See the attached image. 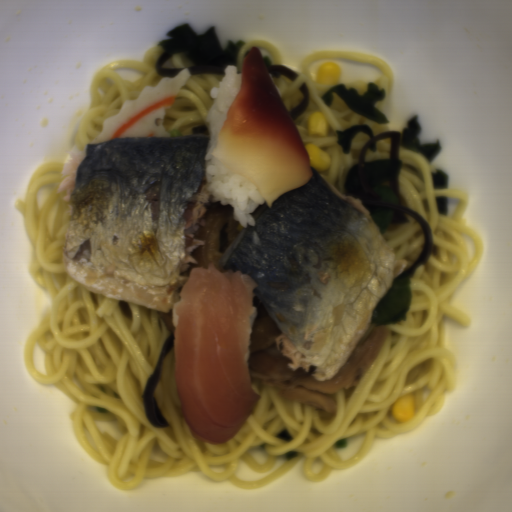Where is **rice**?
<instances>
[{
    "label": "rice",
    "mask_w": 512,
    "mask_h": 512,
    "mask_svg": "<svg viewBox=\"0 0 512 512\" xmlns=\"http://www.w3.org/2000/svg\"><path fill=\"white\" fill-rule=\"evenodd\" d=\"M223 71L218 87L209 93L213 103L206 115L210 140L205 154V187L208 195L212 196L211 203L232 206L235 220L247 228V225L256 226V219L250 213L265 200L254 184L231 172L212 155L228 111L240 92L243 78V72L239 73L236 65L228 64Z\"/></svg>",
    "instance_id": "652b925c"
},
{
    "label": "rice",
    "mask_w": 512,
    "mask_h": 512,
    "mask_svg": "<svg viewBox=\"0 0 512 512\" xmlns=\"http://www.w3.org/2000/svg\"><path fill=\"white\" fill-rule=\"evenodd\" d=\"M179 302L180 301H178L175 304H173V307H172V320H171V323H172V326H174L175 328L177 326L178 318H179V314H178V310H177V306H178Z\"/></svg>",
    "instance_id": "023b6e5f"
}]
</instances>
